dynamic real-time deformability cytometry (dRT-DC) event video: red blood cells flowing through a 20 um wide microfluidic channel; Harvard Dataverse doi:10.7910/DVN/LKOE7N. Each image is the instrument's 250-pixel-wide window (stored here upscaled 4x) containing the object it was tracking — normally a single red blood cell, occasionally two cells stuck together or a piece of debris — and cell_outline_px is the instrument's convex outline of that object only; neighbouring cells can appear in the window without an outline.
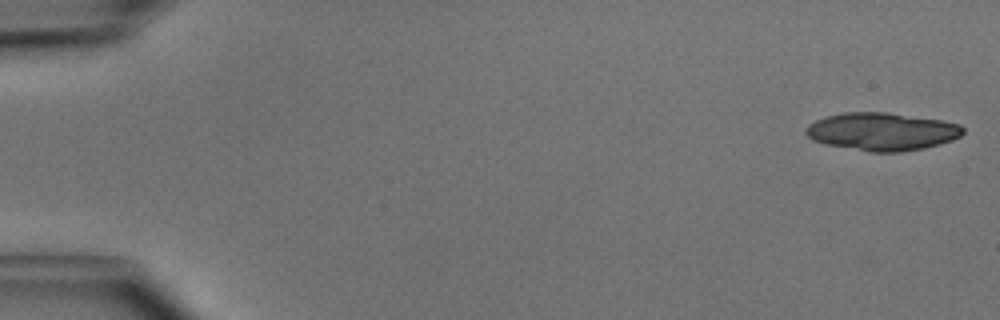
{"species": "common noctule bat (a hibernating species)", "species_latin": "Nyctalus noctula", "temperature_condition": "cold", "stored_images_in_passage": 22, "camera_frame_rate_fps": 3000, "um_per_image_px": 0.085, "animal": {"sex": "male", "body_mass_g": 15.6}, "frame": {"image": 1, "passage_image": 1, "time_ms": 0.0, "image_size_px": [1000, 320], "cell_outline_px": [[964, 132], [960, 136], [952, 140], [940, 144], [924, 148], [900, 152], [872, 152], [824, 144], [812, 140], [804, 132], [808, 124], [824, 116], [844, 112], [888, 112], [940, 120], [960, 124], [964, 128]], "centroid_in_image_um": [74.95, 11.18], "position_along_channel_um": 10.1, "area_um2": 34.8}}
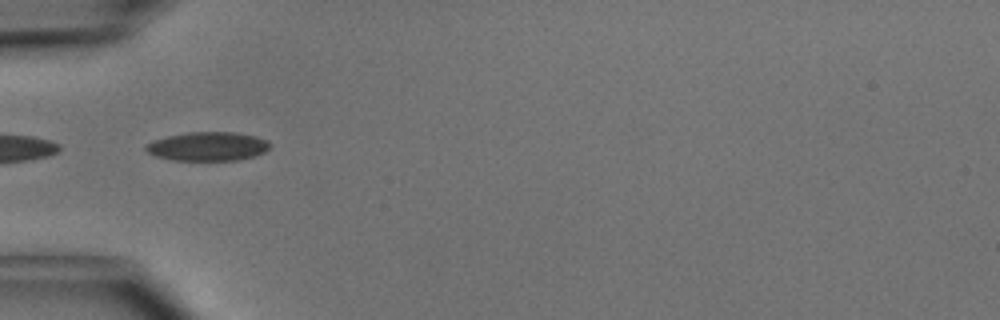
{"frame": {"image": 2, "passage_image": 16, "time_ms": 5.0, "image_size_px": [1000, 320], "cell_outline_px": [[272, 144], [264, 152], [256, 156], [236, 160], [172, 160], [156, 156], [148, 152], [144, 148], [144, 144], [152, 140], [168, 136], [188, 132], [236, 132], [256, 136], [268, 140]], "centroid_in_image_um": [17.67, 12.43], "position_along_channel_um": 67.3, "area_um2": 21.04}}